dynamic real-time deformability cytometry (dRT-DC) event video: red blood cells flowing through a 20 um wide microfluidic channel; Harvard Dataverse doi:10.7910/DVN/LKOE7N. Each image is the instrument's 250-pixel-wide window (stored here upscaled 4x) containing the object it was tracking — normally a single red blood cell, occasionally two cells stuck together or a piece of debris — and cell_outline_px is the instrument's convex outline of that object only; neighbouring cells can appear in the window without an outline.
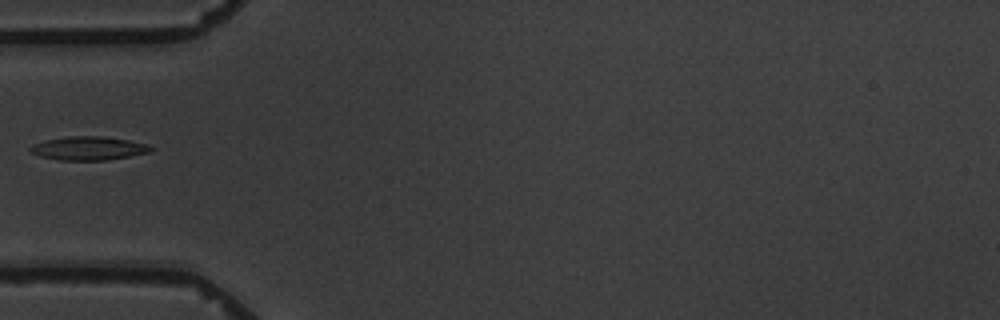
{"species": "common noctule bat (a hibernating species)", "species_latin": "Nyctalus noctula", "temperature_condition": "warm", "stored_images_in_passage": 2, "camera_frame_rate_fps": 3000, "um_per_image_px": 0.085, "animal": {"sex": "male", "body_mass_g": 19.5, "forearm_length_mm": 54.6}, "frame": {"image": 1, "passage_image": 2, "time_ms": 1.0, "image_size_px": [1000, 320], "cell_outline_px": [[156, 148], [148, 152], [128, 156], [104, 160], [60, 160], [40, 156], [32, 152], [28, 148], [44, 140], [68, 136], [104, 136], [128, 140], [148, 144]], "centroid_in_image_um": [7.54, 12.59], "position_along_channel_um": 77.5, "area_um2": 16.42}}